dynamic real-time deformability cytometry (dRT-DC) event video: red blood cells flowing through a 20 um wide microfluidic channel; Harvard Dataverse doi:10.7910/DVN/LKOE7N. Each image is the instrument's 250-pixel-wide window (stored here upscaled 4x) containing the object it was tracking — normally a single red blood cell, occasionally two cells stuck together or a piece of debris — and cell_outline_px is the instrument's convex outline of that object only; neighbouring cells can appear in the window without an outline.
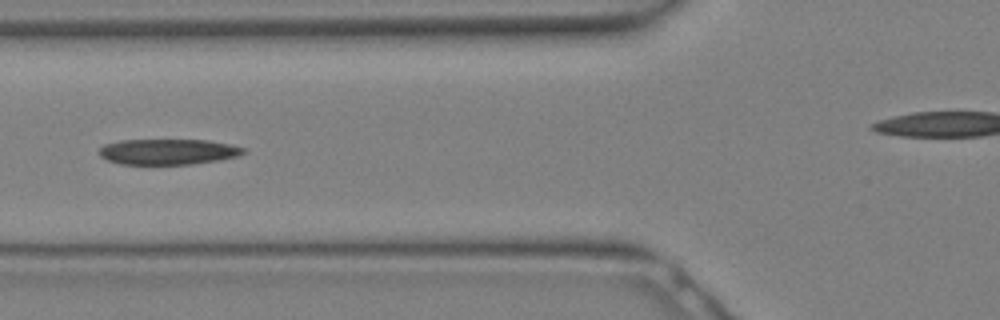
{"species": "Egyptian fruit bat (a non-hibernating species)", "species_latin": "Rousettus aegyptiacus", "temperature_condition": "warm", "stored_images_in_passage": 12, "camera_frame_rate_fps": 3000, "um_per_image_px": 0.085, "animal": {"sex": "female"}, "frame": {"image": 1, "passage_image": 9, "time_ms": 2.667, "image_size_px": [1000, 320], "cell_outline_px": [[248, 152], [240, 156], [220, 160], [192, 164], [120, 164], [108, 160], [100, 156], [100, 148], [104, 144], [120, 140], [208, 140], [232, 144], [248, 148]], "centroid_in_image_um": [14.38, 12.89], "position_along_channel_um": 111.4, "area_um2": 21.85}}
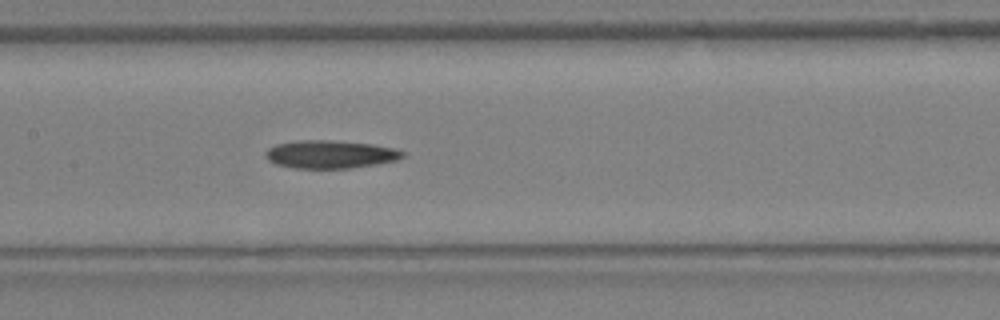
{"frame": {"image": 2, "passage_image": 12, "time_ms": 3.667, "image_size_px": [1000, 320], "cell_outline_px": [[404, 156], [396, 160], [348, 168], [296, 168], [276, 164], [268, 160], [264, 156], [264, 152], [268, 148], [276, 144], [296, 140], [328, 140], [372, 144], [396, 148], [404, 152]], "centroid_in_image_um": [28.02, 13.1], "position_along_channel_um": 179.4, "area_um2": 22.25}}